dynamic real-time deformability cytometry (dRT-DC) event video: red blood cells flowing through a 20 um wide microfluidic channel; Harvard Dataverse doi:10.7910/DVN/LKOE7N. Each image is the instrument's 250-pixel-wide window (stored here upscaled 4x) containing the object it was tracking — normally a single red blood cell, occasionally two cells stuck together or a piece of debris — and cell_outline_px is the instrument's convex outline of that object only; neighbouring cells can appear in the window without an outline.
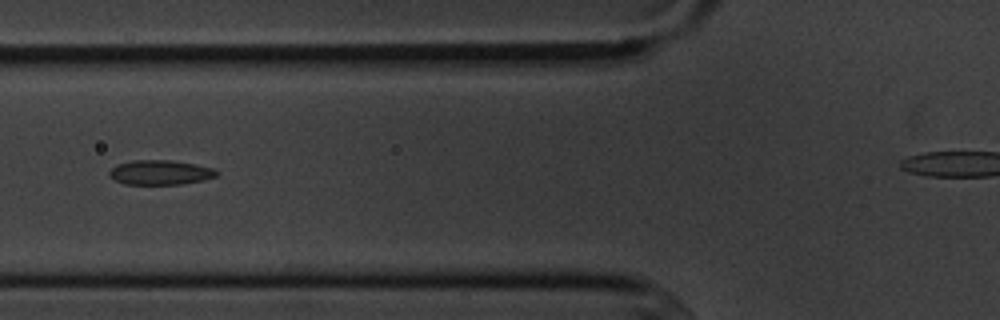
{"species": "common noctule bat (a hibernating species)", "species_latin": "Nyctalus noctula", "temperature_condition": "cold", "stored_images_in_passage": 8, "camera_frame_rate_fps": 3000, "um_per_image_px": 0.085, "animal": {"sex": "male", "body_mass_g": 20.1, "forearm_length_mm": 53.5}, "frame": {"image": 1, "passage_image": 6, "time_ms": 5.667, "image_size_px": [1000, 320], "cell_outline_px": [[220, 172], [216, 176], [204, 180], [180, 184], [124, 184], [116, 180], [108, 172], [116, 164], [132, 160], [172, 160], [196, 164], [212, 168]], "centroid_in_image_um": [13.64, 14.65], "position_along_channel_um": 112.2, "area_um2": 15.37}}
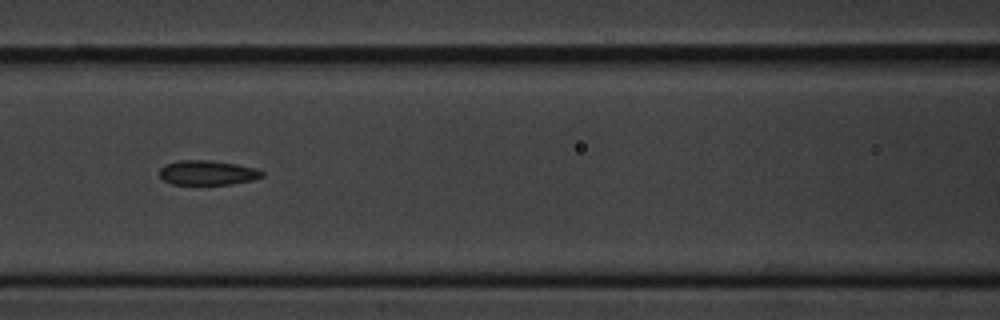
{"frame": {"image": 2, "passage_image": 7, "time_ms": 6.667, "image_size_px": [1000, 320], "cell_outline_px": [[264, 176], [252, 180], [232, 184], [172, 184], [164, 180], [160, 176], [160, 168], [164, 164], [176, 160], [212, 160], [236, 164], [256, 168], [264, 172]], "centroid_in_image_um": [17.63, 14.67], "position_along_channel_um": 149.0, "area_um2": 14.8}}
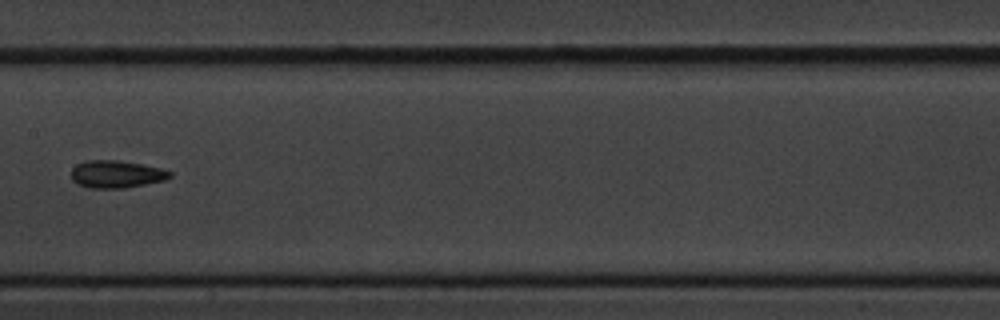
{"frame": {"image": 3, "passage_image": 8, "time_ms": 8.0, "image_size_px": [1000, 320], "cell_outline_px": [[172, 176], [164, 180], [124, 188], [88, 188], [76, 184], [72, 180], [72, 168], [76, 164], [88, 160], [120, 160], [160, 168], [172, 172]], "centroid_in_image_um": [9.86, 14.8], "position_along_channel_um": 197.5, "area_um2": 15.78}}